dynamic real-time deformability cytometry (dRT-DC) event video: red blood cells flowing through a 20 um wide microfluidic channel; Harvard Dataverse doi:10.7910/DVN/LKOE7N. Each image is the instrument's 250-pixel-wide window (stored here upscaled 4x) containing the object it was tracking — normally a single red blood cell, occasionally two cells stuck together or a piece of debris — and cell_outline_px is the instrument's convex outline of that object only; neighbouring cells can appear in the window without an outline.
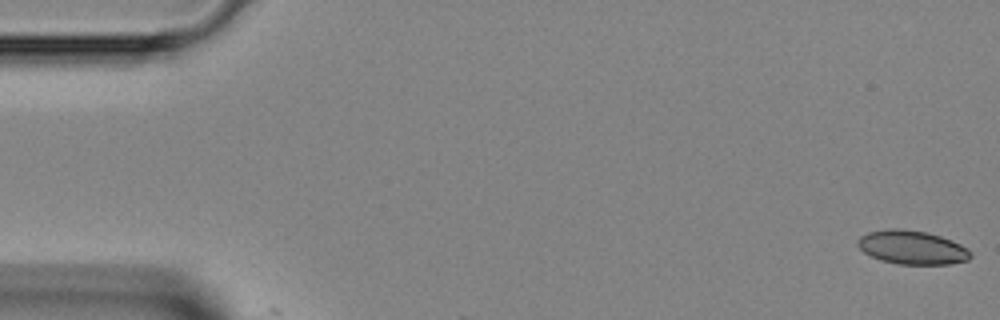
{"species": "Egyptian fruit bat (a non-hibernating species)", "species_latin": "Rousettus aegyptiacus", "temperature_condition": "room temperature", "stored_images_in_passage": 2, "camera_frame_rate_fps": 3000, "um_per_image_px": 0.085, "animal": {"sex": "female"}, "frame": {"image": 1, "passage_image": 1, "time_ms": 0.0, "image_size_px": [1000, 320], "cell_outline_px": [[972, 256], [968, 260], [948, 264], [900, 264], [880, 260], [864, 252], [856, 244], [856, 240], [860, 236], [868, 232], [888, 228], [900, 228], [928, 232], [952, 240], [968, 248], [972, 252]], "centroid_in_image_um": [77.53, 21.02], "position_along_channel_um": 7.5, "area_um2": 22.37}}